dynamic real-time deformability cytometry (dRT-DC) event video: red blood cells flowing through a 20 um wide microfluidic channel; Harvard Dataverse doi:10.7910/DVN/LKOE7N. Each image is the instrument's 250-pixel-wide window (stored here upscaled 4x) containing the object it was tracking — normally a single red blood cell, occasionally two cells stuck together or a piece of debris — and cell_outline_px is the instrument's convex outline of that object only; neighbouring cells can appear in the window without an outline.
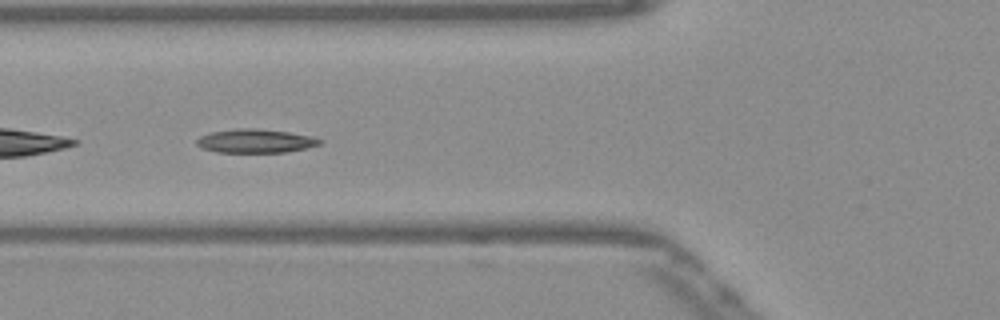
{"species": "Egyptian fruit bat (a non-hibernating species)", "species_latin": "Rousettus aegyptiacus", "temperature_condition": "warm", "stored_images_in_passage": 53, "segment_of_instrument_passage": [2, 2], "camera_frame_rate_fps": 3000, "um_per_image_px": 0.085, "frame": {"image": 1, "passage_image": 20, "time_ms": 6.333, "image_size_px": [1000, 320], "cell_outline_px": [[324, 140], [320, 144], [308, 148], [288, 152], [216, 152], [204, 148], [196, 144], [196, 140], [200, 136], [208, 132], [236, 128], [256, 128], [288, 132], [312, 136]], "centroid_in_image_um": [21.73, 11.97], "position_along_channel_um": 104.1, "area_um2": 17.17}}
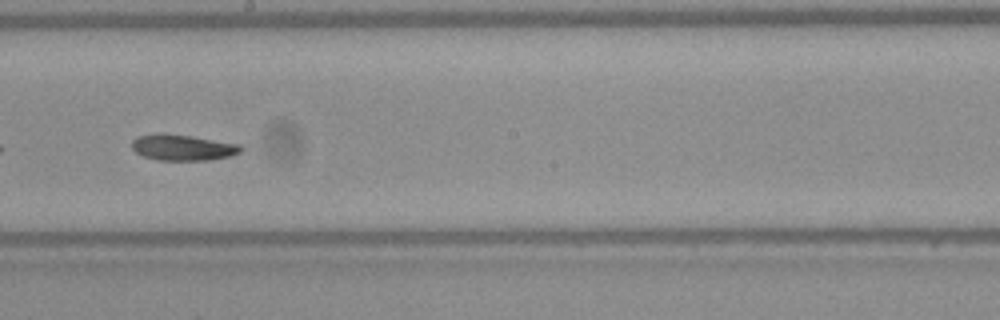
{"frame": {"image": 2, "passage_image": 30, "time_ms": 9.667, "image_size_px": [1000, 320], "cell_outline_px": [[244, 148], [240, 152], [232, 156], [208, 160], [156, 160], [144, 156], [136, 152], [132, 148], [132, 140], [136, 136], [192, 136], [240, 144]], "centroid_in_image_um": [15.62, 12.58], "position_along_channel_um": 232.6, "area_um2": 15.9}}
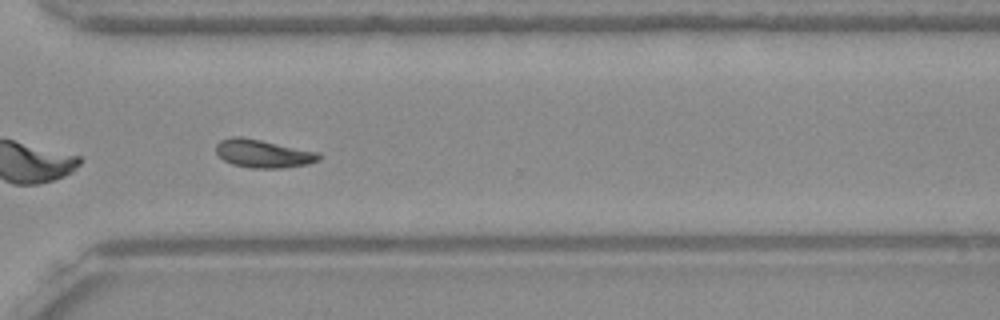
{"frame": {"image": 3, "passage_image": 39, "time_ms": 12.667, "image_size_px": [1000, 320], "cell_outline_px": [[320, 160], [308, 164], [284, 168], [248, 168], [232, 164], [224, 160], [216, 152], [216, 144], [220, 140], [232, 136], [240, 136], [320, 152]], "centroid_in_image_um": [22.37, 13.06], "position_along_channel_um": 348.2, "area_um2": 16.94}}